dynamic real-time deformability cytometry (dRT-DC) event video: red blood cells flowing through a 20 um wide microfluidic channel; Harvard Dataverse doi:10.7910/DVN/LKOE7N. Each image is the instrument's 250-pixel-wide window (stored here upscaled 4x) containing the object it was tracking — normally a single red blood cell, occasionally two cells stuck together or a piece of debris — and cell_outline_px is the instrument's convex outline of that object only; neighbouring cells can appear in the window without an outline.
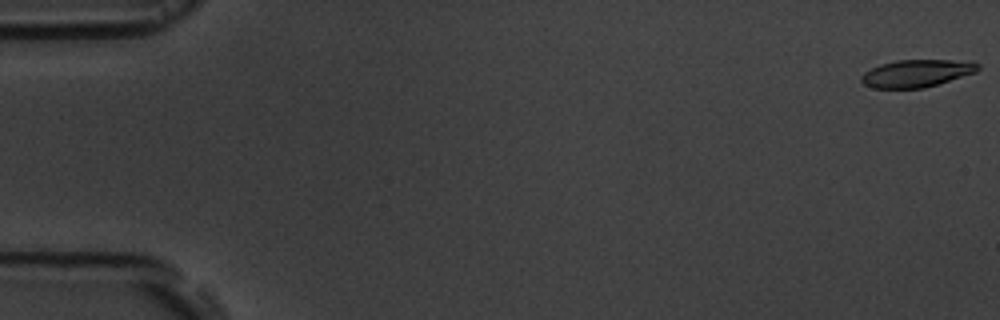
{"species": "common noctule bat (a hibernating species)", "species_latin": "Nyctalus noctula", "temperature_condition": "room temperature", "stored_images_in_passage": 5, "camera_frame_rate_fps": 3000, "um_per_image_px": 0.085, "animal": {"sex": "male", "body_mass_g": 19.5, "forearm_length_mm": 54.6}, "frame": {"image": 1, "passage_image": 1, "time_ms": 0.0, "image_size_px": [1000, 320], "cell_outline_px": [[980, 68], [976, 72], [924, 88], [872, 88], [864, 84], [860, 80], [860, 76], [864, 72], [880, 64], [896, 60], [972, 60], [980, 64]], "centroid_in_image_um": [77.93, 6.22], "position_along_channel_um": 7.1, "area_um2": 18.79}}
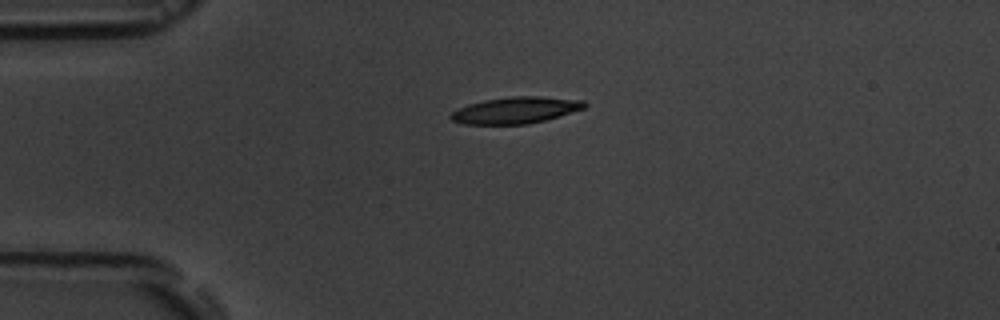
{"frame": {"image": 2, "passage_image": 4, "time_ms": 4.333, "image_size_px": [1000, 320], "cell_outline_px": [[588, 104], [584, 108], [544, 120], [528, 124], [464, 124], [452, 120], [448, 116], [456, 108], [468, 104], [484, 100], [508, 96], [540, 96], [584, 100]], "centroid_in_image_um": [43.79, 9.35], "position_along_channel_um": 41.2, "area_um2": 20.69}}